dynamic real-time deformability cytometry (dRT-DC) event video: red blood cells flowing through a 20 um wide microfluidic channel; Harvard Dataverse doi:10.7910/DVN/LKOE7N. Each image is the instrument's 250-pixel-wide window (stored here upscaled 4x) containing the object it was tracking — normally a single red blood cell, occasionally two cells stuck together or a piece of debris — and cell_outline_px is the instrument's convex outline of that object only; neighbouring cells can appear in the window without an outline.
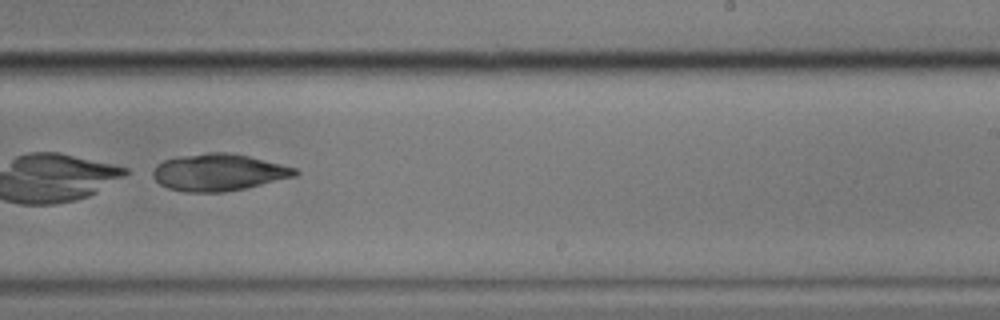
{"species": "common noctule bat (a hibernating species)", "species_latin": "Nyctalus noctula", "temperature_condition": "cold", "stored_images_in_passage": 10, "camera_frame_rate_fps": 3000, "um_per_image_px": 0.085, "animal": {"sex": "male", "body_mass_g": 17.9}, "frame": {"image": 1, "passage_image": 9, "time_ms": 10.333, "image_size_px": [1000, 320], "cell_outline_px": [[300, 172], [296, 176], [244, 188], [224, 192], [184, 192], [168, 188], [160, 184], [152, 176], [152, 172], [156, 164], [164, 160], [176, 156], [208, 152], [232, 152], [296, 168]], "centroid_in_image_um": [18.54, 14.64], "position_along_channel_um": 270.5, "area_um2": 30.69}}